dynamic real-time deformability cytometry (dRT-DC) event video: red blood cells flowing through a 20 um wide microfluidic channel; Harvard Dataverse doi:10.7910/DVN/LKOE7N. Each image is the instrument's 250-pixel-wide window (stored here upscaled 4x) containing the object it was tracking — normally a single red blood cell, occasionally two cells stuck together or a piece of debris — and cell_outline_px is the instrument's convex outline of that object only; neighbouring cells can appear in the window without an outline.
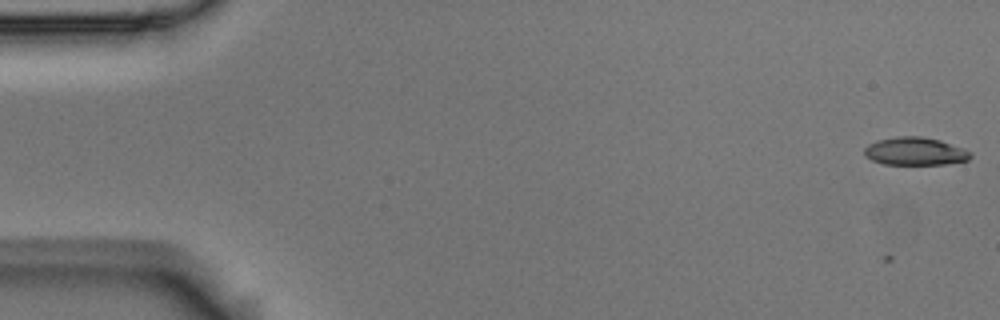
{"species": "Egyptian fruit bat (a non-hibernating species)", "species_latin": "Rousettus aegyptiacus", "temperature_condition": "room temperature", "stored_images_in_passage": 6, "camera_frame_rate_fps": 3000, "um_per_image_px": 0.085, "animal": {"sex": "male"}, "frame": {"image": 1, "passage_image": 1, "time_ms": 0.0, "image_size_px": [1000, 320], "cell_outline_px": [[972, 156], [968, 160], [944, 164], [884, 164], [872, 160], [864, 156], [864, 148], [868, 144], [876, 140], [896, 136], [924, 136], [940, 140], [964, 148], [972, 152]], "centroid_in_image_um": [77.78, 12.85], "position_along_channel_um": 7.2, "area_um2": 17.46}}
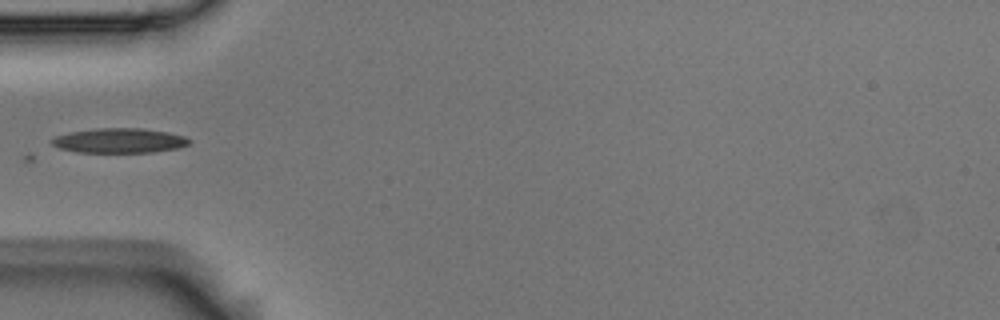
{"frame": {"image": 2, "passage_image": 5, "time_ms": 1.333, "image_size_px": [1000, 320], "cell_outline_px": [[192, 140], [188, 144], [180, 148], [152, 152], [76, 152], [60, 148], [52, 144], [48, 140], [56, 136], [72, 132], [96, 128], [140, 128], [168, 132], [184, 136]], "centroid_in_image_um": [10.16, 11.95], "position_along_channel_um": 74.8, "area_um2": 19.77}}